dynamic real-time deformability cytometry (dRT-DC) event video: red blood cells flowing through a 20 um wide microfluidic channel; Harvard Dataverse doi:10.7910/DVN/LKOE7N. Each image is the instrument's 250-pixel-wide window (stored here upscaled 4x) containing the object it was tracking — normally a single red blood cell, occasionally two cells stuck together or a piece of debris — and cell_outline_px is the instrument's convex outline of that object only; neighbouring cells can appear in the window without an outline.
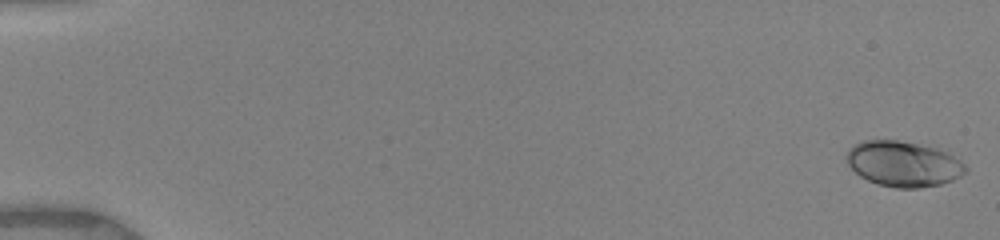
{"species": "human", "species_latin": "Homo sapiens", "temperature_condition": "warm", "stored_images_in_passage": 30, "camera_frame_rate_fps": 3000, "um_per_image_px": 0.085, "donor": {"sex": "female"}, "frame": {"image": 1, "passage_image": 1, "time_ms": 0.0, "image_size_px": [1000, 240], "cell_outline_px": [[968, 172], [952, 180], [940, 184], [920, 188], [896, 188], [880, 184], [868, 180], [860, 176], [848, 164], [844, 156], [848, 148], [864, 140], [896, 140], [936, 148], [960, 160], [968, 168]], "centroid_in_image_um": [76.77, 13.93], "position_along_channel_um": 8.2, "area_um2": 31.33}}
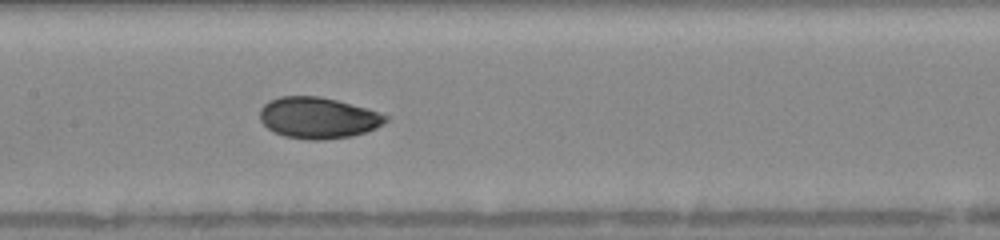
{"frame": {"image": 2, "passage_image": 25, "time_ms": 8.667, "image_size_px": [1000, 240], "cell_outline_px": [[388, 120], [384, 124], [376, 128], [352, 136], [324, 140], [308, 140], [284, 136], [268, 128], [260, 120], [260, 108], [268, 100], [280, 96], [320, 96], [368, 108], [388, 116]], "centroid_in_image_um": [27.04, 10.01], "position_along_channel_um": 180.4, "area_um2": 30.35}}
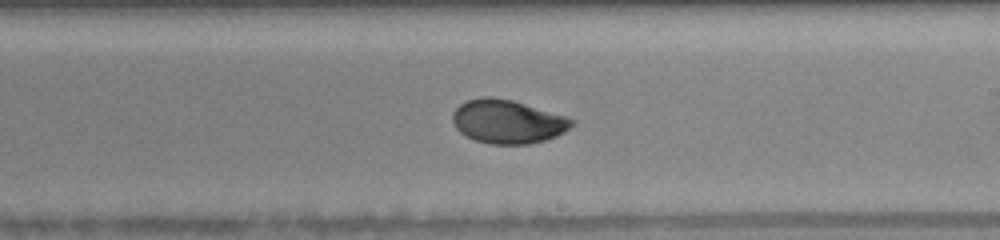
{"frame": {"image": 3, "passage_image": 29, "time_ms": 10.333, "image_size_px": [1000, 240], "cell_outline_px": [[576, 124], [564, 132], [556, 136], [544, 140], [528, 144], [488, 144], [476, 140], [460, 132], [456, 128], [452, 120], [452, 112], [460, 104], [468, 100], [484, 96], [492, 96], [512, 100], [564, 116], [576, 120]], "centroid_in_image_um": [43.14, 10.33], "position_along_channel_um": 245.9, "area_um2": 30.23}}